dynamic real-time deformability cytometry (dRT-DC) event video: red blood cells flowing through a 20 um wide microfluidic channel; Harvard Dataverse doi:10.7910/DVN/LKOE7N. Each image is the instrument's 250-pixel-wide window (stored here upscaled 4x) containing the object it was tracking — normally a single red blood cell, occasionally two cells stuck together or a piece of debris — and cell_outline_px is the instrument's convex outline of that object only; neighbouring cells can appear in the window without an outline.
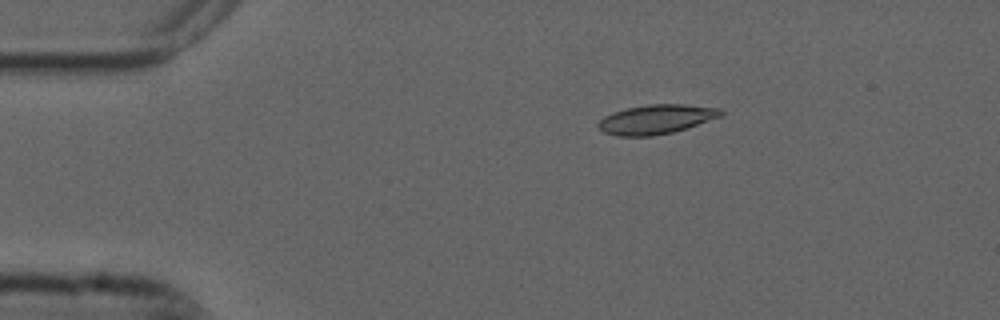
{"species": "common noctule bat (a hibernating species)", "species_latin": "Nyctalus noctula", "temperature_condition": "cold", "stored_images_in_passage": 3, "camera_frame_rate_fps": 3000, "um_per_image_px": 0.085, "animal": {"sex": "male", "forearm_length_mm": 52.5}, "frame": {"image": 1, "passage_image": 1, "time_ms": 0.0, "image_size_px": [1000, 320], "cell_outline_px": [[724, 112], [720, 116], [672, 132], [652, 136], [616, 136], [604, 132], [596, 124], [604, 116], [612, 112], [628, 108], [648, 104], [684, 104], [720, 108]], "centroid_in_image_um": [55.73, 10.13], "position_along_channel_um": 29.3, "area_um2": 20.69}}